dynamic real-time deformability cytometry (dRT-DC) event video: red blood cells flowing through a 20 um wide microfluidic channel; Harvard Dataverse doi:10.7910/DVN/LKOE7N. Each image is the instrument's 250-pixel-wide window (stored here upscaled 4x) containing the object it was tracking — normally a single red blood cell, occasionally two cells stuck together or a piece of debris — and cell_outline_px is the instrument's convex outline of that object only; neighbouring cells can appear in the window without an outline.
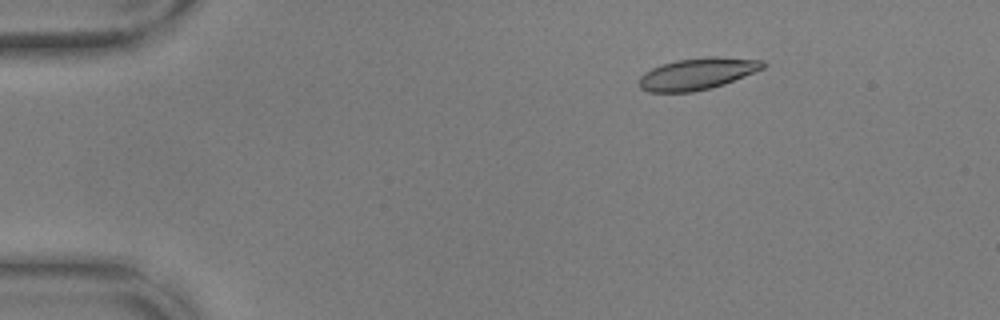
{"species": "common noctule bat (a hibernating species)", "species_latin": "Nyctalus noctula", "temperature_condition": "warm", "stored_images_in_passage": 54, "camera_frame_rate_fps": 3000, "um_per_image_px": 0.085, "animal": {"sex": "male", "body_mass_g": 17.9, "forearm_length_mm": 54.2}, "frame": {"image": 1, "passage_image": 9, "time_ms": 2.667, "image_size_px": [1000, 320], "cell_outline_px": [[768, 64], [764, 68], [724, 84], [712, 88], [692, 92], [648, 92], [640, 88], [640, 76], [644, 72], [652, 68], [676, 60], [708, 56], [716, 56], [764, 60]], "centroid_in_image_um": [59.3, 6.26], "position_along_channel_um": 25.7, "area_um2": 22.95}}
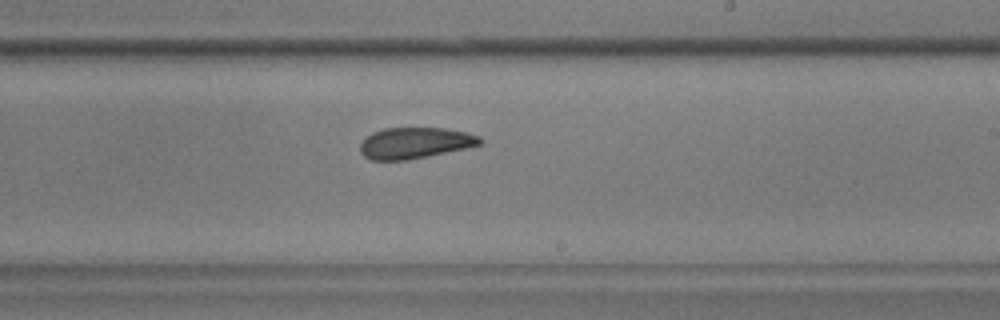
{"frame": {"image": 2, "passage_image": 34, "time_ms": 11.0, "image_size_px": [1000, 320], "cell_outline_px": [[484, 140], [480, 144], [464, 148], [408, 160], [372, 160], [364, 156], [360, 152], [360, 144], [372, 132], [384, 128], [444, 128], [468, 132], [480, 136]], "centroid_in_image_um": [35.27, 12.14], "position_along_channel_um": 253.7, "area_um2": 21.62}}
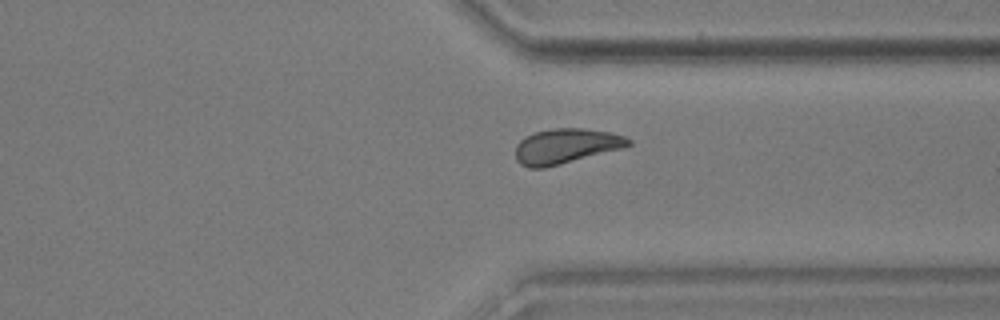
{"frame": {"image": 3, "passage_image": 43, "time_ms": 14.0, "image_size_px": [1000, 320], "cell_outline_px": [[632, 144], [624, 148], [544, 168], [528, 168], [520, 164], [516, 160], [516, 144], [524, 136], [536, 132], [552, 128], [584, 128], [608, 132], [624, 136], [632, 140]], "centroid_in_image_um": [48.09, 12.42], "position_along_channel_um": 363.3, "area_um2": 23.12}, "authors_computed_cell_mechanics": {"area_um2": 22.9177, "velocity_mm_per_s": 3.644, "shape_relaxation_time_tau1_ms": 6.1241, "shape_relaxation_time_tau2_ms": 2.954, "deformation_change_tau1": 0.1458, "deformation_change_tau2": 0.0874}}